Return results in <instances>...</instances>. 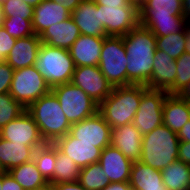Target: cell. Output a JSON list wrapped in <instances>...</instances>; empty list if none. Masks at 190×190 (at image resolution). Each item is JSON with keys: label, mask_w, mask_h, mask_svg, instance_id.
<instances>
[{"label": "cell", "mask_w": 190, "mask_h": 190, "mask_svg": "<svg viewBox=\"0 0 190 190\" xmlns=\"http://www.w3.org/2000/svg\"><path fill=\"white\" fill-rule=\"evenodd\" d=\"M127 53V86L145 85L152 75L156 53V36L146 27L138 25L123 36Z\"/></svg>", "instance_id": "cell-1"}, {"label": "cell", "mask_w": 190, "mask_h": 190, "mask_svg": "<svg viewBox=\"0 0 190 190\" xmlns=\"http://www.w3.org/2000/svg\"><path fill=\"white\" fill-rule=\"evenodd\" d=\"M139 15L140 25L155 36L181 32L189 24L183 16L182 0H145Z\"/></svg>", "instance_id": "cell-2"}, {"label": "cell", "mask_w": 190, "mask_h": 190, "mask_svg": "<svg viewBox=\"0 0 190 190\" xmlns=\"http://www.w3.org/2000/svg\"><path fill=\"white\" fill-rule=\"evenodd\" d=\"M147 89L145 85L116 86L99 104L98 112L111 128L130 124Z\"/></svg>", "instance_id": "cell-3"}, {"label": "cell", "mask_w": 190, "mask_h": 190, "mask_svg": "<svg viewBox=\"0 0 190 190\" xmlns=\"http://www.w3.org/2000/svg\"><path fill=\"white\" fill-rule=\"evenodd\" d=\"M26 111L39 127L46 143H54L70 132L72 124L63 113L60 102L52 91L31 103Z\"/></svg>", "instance_id": "cell-4"}, {"label": "cell", "mask_w": 190, "mask_h": 190, "mask_svg": "<svg viewBox=\"0 0 190 190\" xmlns=\"http://www.w3.org/2000/svg\"><path fill=\"white\" fill-rule=\"evenodd\" d=\"M179 138L164 124L142 136L140 160L150 167L162 171L178 160Z\"/></svg>", "instance_id": "cell-5"}, {"label": "cell", "mask_w": 190, "mask_h": 190, "mask_svg": "<svg viewBox=\"0 0 190 190\" xmlns=\"http://www.w3.org/2000/svg\"><path fill=\"white\" fill-rule=\"evenodd\" d=\"M35 66L51 89L70 83L75 70L69 50L44 43H41Z\"/></svg>", "instance_id": "cell-6"}, {"label": "cell", "mask_w": 190, "mask_h": 190, "mask_svg": "<svg viewBox=\"0 0 190 190\" xmlns=\"http://www.w3.org/2000/svg\"><path fill=\"white\" fill-rule=\"evenodd\" d=\"M127 53L122 36H106L99 69L113 87L127 86Z\"/></svg>", "instance_id": "cell-7"}, {"label": "cell", "mask_w": 190, "mask_h": 190, "mask_svg": "<svg viewBox=\"0 0 190 190\" xmlns=\"http://www.w3.org/2000/svg\"><path fill=\"white\" fill-rule=\"evenodd\" d=\"M51 91L58 98L62 111L71 124L92 117L98 112L99 105L71 82L55 86Z\"/></svg>", "instance_id": "cell-8"}, {"label": "cell", "mask_w": 190, "mask_h": 190, "mask_svg": "<svg viewBox=\"0 0 190 190\" xmlns=\"http://www.w3.org/2000/svg\"><path fill=\"white\" fill-rule=\"evenodd\" d=\"M50 91L35 65L14 70L9 94L25 108Z\"/></svg>", "instance_id": "cell-9"}, {"label": "cell", "mask_w": 190, "mask_h": 190, "mask_svg": "<svg viewBox=\"0 0 190 190\" xmlns=\"http://www.w3.org/2000/svg\"><path fill=\"white\" fill-rule=\"evenodd\" d=\"M168 95L165 90L147 89L143 94L133 124L145 135L163 124V102Z\"/></svg>", "instance_id": "cell-10"}, {"label": "cell", "mask_w": 190, "mask_h": 190, "mask_svg": "<svg viewBox=\"0 0 190 190\" xmlns=\"http://www.w3.org/2000/svg\"><path fill=\"white\" fill-rule=\"evenodd\" d=\"M100 9L101 23L107 36H125L140 24L139 9L134 6H103Z\"/></svg>", "instance_id": "cell-11"}, {"label": "cell", "mask_w": 190, "mask_h": 190, "mask_svg": "<svg viewBox=\"0 0 190 190\" xmlns=\"http://www.w3.org/2000/svg\"><path fill=\"white\" fill-rule=\"evenodd\" d=\"M71 83L84 91L98 105L114 88L104 77L99 66L75 67Z\"/></svg>", "instance_id": "cell-12"}, {"label": "cell", "mask_w": 190, "mask_h": 190, "mask_svg": "<svg viewBox=\"0 0 190 190\" xmlns=\"http://www.w3.org/2000/svg\"><path fill=\"white\" fill-rule=\"evenodd\" d=\"M69 133L80 142L96 144V147L102 150L111 145V127L99 112L92 117L73 123Z\"/></svg>", "instance_id": "cell-13"}, {"label": "cell", "mask_w": 190, "mask_h": 190, "mask_svg": "<svg viewBox=\"0 0 190 190\" xmlns=\"http://www.w3.org/2000/svg\"><path fill=\"white\" fill-rule=\"evenodd\" d=\"M0 137L13 143H24L31 147H42L46 144L40 134L39 127L27 111L5 125L0 130Z\"/></svg>", "instance_id": "cell-14"}, {"label": "cell", "mask_w": 190, "mask_h": 190, "mask_svg": "<svg viewBox=\"0 0 190 190\" xmlns=\"http://www.w3.org/2000/svg\"><path fill=\"white\" fill-rule=\"evenodd\" d=\"M54 145L63 154L73 160L80 169L90 164L98 163L102 153V149L96 147V144L80 142V140L74 138L70 133L57 139Z\"/></svg>", "instance_id": "cell-15"}, {"label": "cell", "mask_w": 190, "mask_h": 190, "mask_svg": "<svg viewBox=\"0 0 190 190\" xmlns=\"http://www.w3.org/2000/svg\"><path fill=\"white\" fill-rule=\"evenodd\" d=\"M98 163L110 183L129 182L133 161L126 158L116 147L106 146Z\"/></svg>", "instance_id": "cell-16"}, {"label": "cell", "mask_w": 190, "mask_h": 190, "mask_svg": "<svg viewBox=\"0 0 190 190\" xmlns=\"http://www.w3.org/2000/svg\"><path fill=\"white\" fill-rule=\"evenodd\" d=\"M81 35L106 37V32L101 23L100 9L93 0H82L71 13Z\"/></svg>", "instance_id": "cell-17"}, {"label": "cell", "mask_w": 190, "mask_h": 190, "mask_svg": "<svg viewBox=\"0 0 190 190\" xmlns=\"http://www.w3.org/2000/svg\"><path fill=\"white\" fill-rule=\"evenodd\" d=\"M142 134L133 123L111 128V145L131 161H139L142 149Z\"/></svg>", "instance_id": "cell-18"}, {"label": "cell", "mask_w": 190, "mask_h": 190, "mask_svg": "<svg viewBox=\"0 0 190 190\" xmlns=\"http://www.w3.org/2000/svg\"><path fill=\"white\" fill-rule=\"evenodd\" d=\"M104 39L80 35L69 49L75 67L98 66Z\"/></svg>", "instance_id": "cell-19"}, {"label": "cell", "mask_w": 190, "mask_h": 190, "mask_svg": "<svg viewBox=\"0 0 190 190\" xmlns=\"http://www.w3.org/2000/svg\"><path fill=\"white\" fill-rule=\"evenodd\" d=\"M176 74V61L165 52L156 50L148 88L168 91L175 83Z\"/></svg>", "instance_id": "cell-20"}, {"label": "cell", "mask_w": 190, "mask_h": 190, "mask_svg": "<svg viewBox=\"0 0 190 190\" xmlns=\"http://www.w3.org/2000/svg\"><path fill=\"white\" fill-rule=\"evenodd\" d=\"M71 13L61 4L52 0H44L34 7L32 28L36 35H41L48 27L65 21Z\"/></svg>", "instance_id": "cell-21"}, {"label": "cell", "mask_w": 190, "mask_h": 190, "mask_svg": "<svg viewBox=\"0 0 190 190\" xmlns=\"http://www.w3.org/2000/svg\"><path fill=\"white\" fill-rule=\"evenodd\" d=\"M41 43L39 35L36 34L16 39L5 61L14 70L33 66L36 63Z\"/></svg>", "instance_id": "cell-22"}, {"label": "cell", "mask_w": 190, "mask_h": 190, "mask_svg": "<svg viewBox=\"0 0 190 190\" xmlns=\"http://www.w3.org/2000/svg\"><path fill=\"white\" fill-rule=\"evenodd\" d=\"M81 35L72 17L48 27L39 37L42 43L69 50L75 40Z\"/></svg>", "instance_id": "cell-23"}, {"label": "cell", "mask_w": 190, "mask_h": 190, "mask_svg": "<svg viewBox=\"0 0 190 190\" xmlns=\"http://www.w3.org/2000/svg\"><path fill=\"white\" fill-rule=\"evenodd\" d=\"M129 183L133 190H168L163 183L162 172L141 161L133 162Z\"/></svg>", "instance_id": "cell-24"}, {"label": "cell", "mask_w": 190, "mask_h": 190, "mask_svg": "<svg viewBox=\"0 0 190 190\" xmlns=\"http://www.w3.org/2000/svg\"><path fill=\"white\" fill-rule=\"evenodd\" d=\"M24 143H13L0 137V165L3 171L33 160L35 150Z\"/></svg>", "instance_id": "cell-25"}, {"label": "cell", "mask_w": 190, "mask_h": 190, "mask_svg": "<svg viewBox=\"0 0 190 190\" xmlns=\"http://www.w3.org/2000/svg\"><path fill=\"white\" fill-rule=\"evenodd\" d=\"M190 121L188 101L168 94L163 102V124L178 133Z\"/></svg>", "instance_id": "cell-26"}, {"label": "cell", "mask_w": 190, "mask_h": 190, "mask_svg": "<svg viewBox=\"0 0 190 190\" xmlns=\"http://www.w3.org/2000/svg\"><path fill=\"white\" fill-rule=\"evenodd\" d=\"M24 190H35L48 183L41 175L34 160L23 163L8 171Z\"/></svg>", "instance_id": "cell-27"}, {"label": "cell", "mask_w": 190, "mask_h": 190, "mask_svg": "<svg viewBox=\"0 0 190 190\" xmlns=\"http://www.w3.org/2000/svg\"><path fill=\"white\" fill-rule=\"evenodd\" d=\"M162 178L168 190H190V165L176 160L162 171Z\"/></svg>", "instance_id": "cell-28"}, {"label": "cell", "mask_w": 190, "mask_h": 190, "mask_svg": "<svg viewBox=\"0 0 190 190\" xmlns=\"http://www.w3.org/2000/svg\"><path fill=\"white\" fill-rule=\"evenodd\" d=\"M33 160L44 179L53 184L56 167V146L54 143H46L44 146L37 148Z\"/></svg>", "instance_id": "cell-29"}, {"label": "cell", "mask_w": 190, "mask_h": 190, "mask_svg": "<svg viewBox=\"0 0 190 190\" xmlns=\"http://www.w3.org/2000/svg\"><path fill=\"white\" fill-rule=\"evenodd\" d=\"M55 164L53 184L78 182L80 168L57 147Z\"/></svg>", "instance_id": "cell-30"}, {"label": "cell", "mask_w": 190, "mask_h": 190, "mask_svg": "<svg viewBox=\"0 0 190 190\" xmlns=\"http://www.w3.org/2000/svg\"><path fill=\"white\" fill-rule=\"evenodd\" d=\"M78 182L86 190H102L110 184L99 163L90 164L80 169Z\"/></svg>", "instance_id": "cell-31"}, {"label": "cell", "mask_w": 190, "mask_h": 190, "mask_svg": "<svg viewBox=\"0 0 190 190\" xmlns=\"http://www.w3.org/2000/svg\"><path fill=\"white\" fill-rule=\"evenodd\" d=\"M186 48V27L178 33L168 36H156V50H161L176 60Z\"/></svg>", "instance_id": "cell-32"}, {"label": "cell", "mask_w": 190, "mask_h": 190, "mask_svg": "<svg viewBox=\"0 0 190 190\" xmlns=\"http://www.w3.org/2000/svg\"><path fill=\"white\" fill-rule=\"evenodd\" d=\"M24 111L26 108L9 93L0 94V130Z\"/></svg>", "instance_id": "cell-33"}, {"label": "cell", "mask_w": 190, "mask_h": 190, "mask_svg": "<svg viewBox=\"0 0 190 190\" xmlns=\"http://www.w3.org/2000/svg\"><path fill=\"white\" fill-rule=\"evenodd\" d=\"M2 18L32 19L34 7L22 0H1Z\"/></svg>", "instance_id": "cell-34"}, {"label": "cell", "mask_w": 190, "mask_h": 190, "mask_svg": "<svg viewBox=\"0 0 190 190\" xmlns=\"http://www.w3.org/2000/svg\"><path fill=\"white\" fill-rule=\"evenodd\" d=\"M175 61L177 74L174 85L167 91L170 95H178L190 81V54L185 52Z\"/></svg>", "instance_id": "cell-35"}, {"label": "cell", "mask_w": 190, "mask_h": 190, "mask_svg": "<svg viewBox=\"0 0 190 190\" xmlns=\"http://www.w3.org/2000/svg\"><path fill=\"white\" fill-rule=\"evenodd\" d=\"M0 26H2L9 35L16 39L25 38L35 34L32 28V19L2 18Z\"/></svg>", "instance_id": "cell-36"}, {"label": "cell", "mask_w": 190, "mask_h": 190, "mask_svg": "<svg viewBox=\"0 0 190 190\" xmlns=\"http://www.w3.org/2000/svg\"><path fill=\"white\" fill-rule=\"evenodd\" d=\"M14 69L6 62L0 63V94L9 93Z\"/></svg>", "instance_id": "cell-37"}, {"label": "cell", "mask_w": 190, "mask_h": 190, "mask_svg": "<svg viewBox=\"0 0 190 190\" xmlns=\"http://www.w3.org/2000/svg\"><path fill=\"white\" fill-rule=\"evenodd\" d=\"M15 42L16 38H13L2 26H0V63L6 60Z\"/></svg>", "instance_id": "cell-38"}, {"label": "cell", "mask_w": 190, "mask_h": 190, "mask_svg": "<svg viewBox=\"0 0 190 190\" xmlns=\"http://www.w3.org/2000/svg\"><path fill=\"white\" fill-rule=\"evenodd\" d=\"M2 190H24V188L8 172L3 171Z\"/></svg>", "instance_id": "cell-39"}, {"label": "cell", "mask_w": 190, "mask_h": 190, "mask_svg": "<svg viewBox=\"0 0 190 190\" xmlns=\"http://www.w3.org/2000/svg\"><path fill=\"white\" fill-rule=\"evenodd\" d=\"M178 160L190 165V142H179Z\"/></svg>", "instance_id": "cell-40"}, {"label": "cell", "mask_w": 190, "mask_h": 190, "mask_svg": "<svg viewBox=\"0 0 190 190\" xmlns=\"http://www.w3.org/2000/svg\"><path fill=\"white\" fill-rule=\"evenodd\" d=\"M55 190H86L79 182L53 184Z\"/></svg>", "instance_id": "cell-41"}, {"label": "cell", "mask_w": 190, "mask_h": 190, "mask_svg": "<svg viewBox=\"0 0 190 190\" xmlns=\"http://www.w3.org/2000/svg\"><path fill=\"white\" fill-rule=\"evenodd\" d=\"M52 1L61 4L65 9H67L70 13H72L74 9L81 3L82 0H52Z\"/></svg>", "instance_id": "cell-42"}, {"label": "cell", "mask_w": 190, "mask_h": 190, "mask_svg": "<svg viewBox=\"0 0 190 190\" xmlns=\"http://www.w3.org/2000/svg\"><path fill=\"white\" fill-rule=\"evenodd\" d=\"M96 5L103 6H132L126 0H93Z\"/></svg>", "instance_id": "cell-43"}, {"label": "cell", "mask_w": 190, "mask_h": 190, "mask_svg": "<svg viewBox=\"0 0 190 190\" xmlns=\"http://www.w3.org/2000/svg\"><path fill=\"white\" fill-rule=\"evenodd\" d=\"M177 136L182 142H190V121H188L182 129L179 130Z\"/></svg>", "instance_id": "cell-44"}, {"label": "cell", "mask_w": 190, "mask_h": 190, "mask_svg": "<svg viewBox=\"0 0 190 190\" xmlns=\"http://www.w3.org/2000/svg\"><path fill=\"white\" fill-rule=\"evenodd\" d=\"M102 190H133L129 182L110 183Z\"/></svg>", "instance_id": "cell-45"}, {"label": "cell", "mask_w": 190, "mask_h": 190, "mask_svg": "<svg viewBox=\"0 0 190 190\" xmlns=\"http://www.w3.org/2000/svg\"><path fill=\"white\" fill-rule=\"evenodd\" d=\"M183 2V16L190 24V0H182Z\"/></svg>", "instance_id": "cell-46"}, {"label": "cell", "mask_w": 190, "mask_h": 190, "mask_svg": "<svg viewBox=\"0 0 190 190\" xmlns=\"http://www.w3.org/2000/svg\"><path fill=\"white\" fill-rule=\"evenodd\" d=\"M178 96L184 100L190 101V81L185 88L178 94Z\"/></svg>", "instance_id": "cell-47"}, {"label": "cell", "mask_w": 190, "mask_h": 190, "mask_svg": "<svg viewBox=\"0 0 190 190\" xmlns=\"http://www.w3.org/2000/svg\"><path fill=\"white\" fill-rule=\"evenodd\" d=\"M185 52L190 54V24L186 26V48Z\"/></svg>", "instance_id": "cell-48"}, {"label": "cell", "mask_w": 190, "mask_h": 190, "mask_svg": "<svg viewBox=\"0 0 190 190\" xmlns=\"http://www.w3.org/2000/svg\"><path fill=\"white\" fill-rule=\"evenodd\" d=\"M129 5L136 7L137 9H141L145 0H126Z\"/></svg>", "instance_id": "cell-49"}, {"label": "cell", "mask_w": 190, "mask_h": 190, "mask_svg": "<svg viewBox=\"0 0 190 190\" xmlns=\"http://www.w3.org/2000/svg\"><path fill=\"white\" fill-rule=\"evenodd\" d=\"M25 3H28L30 6L35 7L39 5L44 0H22Z\"/></svg>", "instance_id": "cell-50"}, {"label": "cell", "mask_w": 190, "mask_h": 190, "mask_svg": "<svg viewBox=\"0 0 190 190\" xmlns=\"http://www.w3.org/2000/svg\"><path fill=\"white\" fill-rule=\"evenodd\" d=\"M35 190H55L53 184L48 182L44 186L36 188Z\"/></svg>", "instance_id": "cell-51"}, {"label": "cell", "mask_w": 190, "mask_h": 190, "mask_svg": "<svg viewBox=\"0 0 190 190\" xmlns=\"http://www.w3.org/2000/svg\"><path fill=\"white\" fill-rule=\"evenodd\" d=\"M2 184H3V171H0V190H2Z\"/></svg>", "instance_id": "cell-52"}, {"label": "cell", "mask_w": 190, "mask_h": 190, "mask_svg": "<svg viewBox=\"0 0 190 190\" xmlns=\"http://www.w3.org/2000/svg\"><path fill=\"white\" fill-rule=\"evenodd\" d=\"M2 20V13H1V0H0V22Z\"/></svg>", "instance_id": "cell-53"}, {"label": "cell", "mask_w": 190, "mask_h": 190, "mask_svg": "<svg viewBox=\"0 0 190 190\" xmlns=\"http://www.w3.org/2000/svg\"><path fill=\"white\" fill-rule=\"evenodd\" d=\"M188 107H189V111H190V101H188Z\"/></svg>", "instance_id": "cell-54"}]
</instances>
